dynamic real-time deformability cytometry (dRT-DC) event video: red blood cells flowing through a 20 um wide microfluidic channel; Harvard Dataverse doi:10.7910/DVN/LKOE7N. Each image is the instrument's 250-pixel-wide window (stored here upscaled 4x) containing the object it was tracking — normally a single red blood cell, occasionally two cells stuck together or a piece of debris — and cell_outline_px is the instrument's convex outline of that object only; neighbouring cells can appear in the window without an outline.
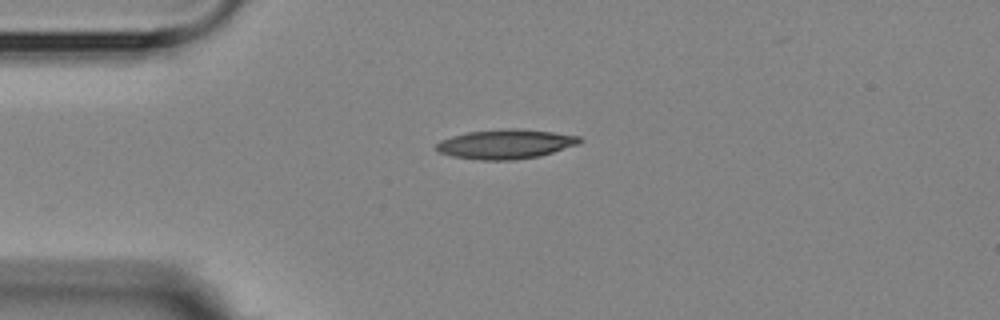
{"species": "Egyptian fruit bat (a non-hibernating species)", "species_latin": "Rousettus aegyptiacus", "temperature_condition": "room temperature", "stored_images_in_passage": 2, "camera_frame_rate_fps": 3000, "um_per_image_px": 0.085, "animal": {"sex": "female"}, "frame": {"image": 1, "passage_image": 1, "time_ms": 0.0, "image_size_px": [1000, 320], "cell_outline_px": [[584, 140], [580, 144], [540, 156], [512, 160], [480, 160], [452, 156], [440, 152], [436, 148], [436, 144], [440, 140], [452, 136], [468, 132], [508, 128], [516, 128], [552, 132], [580, 136]], "centroid_in_image_um": [43.01, 12.25], "position_along_channel_um": 42.0, "area_um2": 24.62}}